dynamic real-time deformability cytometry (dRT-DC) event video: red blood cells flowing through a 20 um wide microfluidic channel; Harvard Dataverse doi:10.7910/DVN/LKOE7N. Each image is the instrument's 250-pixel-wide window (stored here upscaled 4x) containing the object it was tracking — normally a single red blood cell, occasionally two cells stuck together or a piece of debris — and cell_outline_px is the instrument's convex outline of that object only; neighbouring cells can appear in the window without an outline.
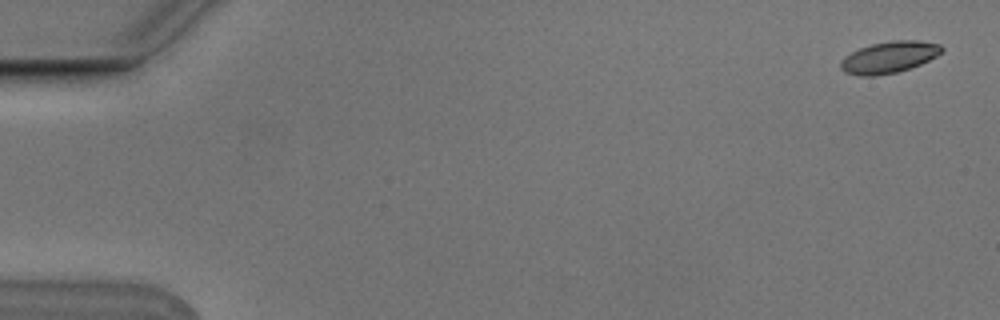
{"species": "Egyptian fruit bat (a non-hibernating species)", "species_latin": "Rousettus aegyptiacus", "temperature_condition": "cold", "stored_images_in_passage": 6, "camera_frame_rate_fps": 3000, "um_per_image_px": 0.085, "animal": {"sex": "male"}, "frame": {"image": 1, "passage_image": 1, "time_ms": 0.0, "image_size_px": [1000, 320], "cell_outline_px": [[944, 48], [936, 56], [920, 64], [896, 72], [876, 76], [860, 76], [844, 72], [840, 68], [840, 60], [844, 56], [860, 48], [872, 44], [892, 40], [920, 40], [940, 44]], "centroid_in_image_um": [75.54, 4.86], "position_along_channel_um": 9.5, "area_um2": 18.55}}
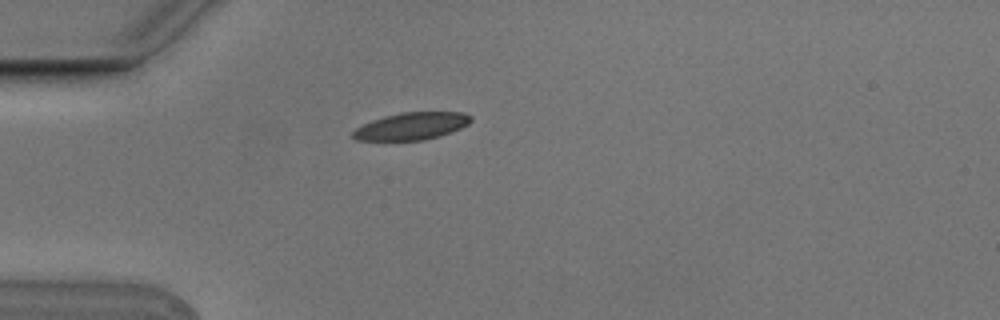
{"frame": {"image": 2, "passage_image": 5, "time_ms": 1.333, "image_size_px": [1000, 320], "cell_outline_px": [[472, 120], [468, 124], [452, 132], [440, 136], [424, 140], [356, 140], [352, 136], [352, 132], [356, 128], [372, 120], [384, 116], [400, 112], [464, 112], [472, 116]], "centroid_in_image_um": [35.01, 10.71], "position_along_channel_um": 50.0, "area_um2": 18.79}}